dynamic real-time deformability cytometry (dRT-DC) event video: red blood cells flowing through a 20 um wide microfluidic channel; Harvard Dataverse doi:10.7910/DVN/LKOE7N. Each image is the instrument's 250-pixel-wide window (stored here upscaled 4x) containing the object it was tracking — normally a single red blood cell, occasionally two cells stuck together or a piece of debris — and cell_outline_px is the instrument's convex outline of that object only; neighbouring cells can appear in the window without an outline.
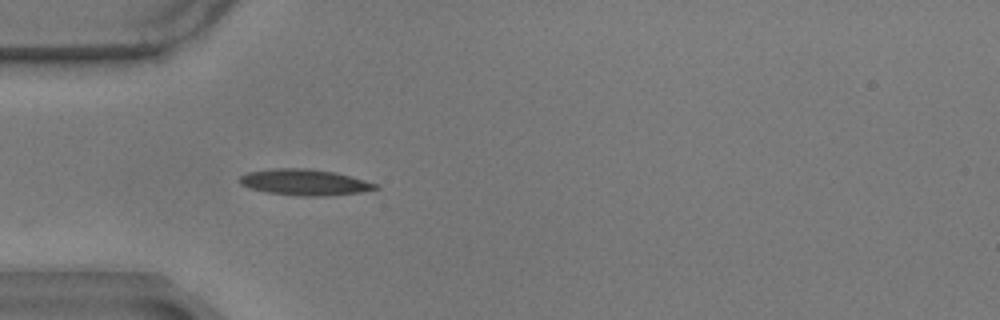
{"species": "common noctule bat (a hibernating species)", "species_latin": "Nyctalus noctula", "temperature_condition": "warm", "stored_images_in_passage": 30, "camera_frame_rate_fps": 3000, "um_per_image_px": 0.085, "animal": {"sex": "male", "body_mass_g": 17.9}, "frame": {"image": 1, "passage_image": 1, "time_ms": 0.0, "image_size_px": [1000, 320], "cell_outline_px": [[380, 188], [360, 192], [328, 196], [300, 196], [268, 192], [252, 188], [240, 184], [236, 180], [240, 176], [248, 172], [276, 168], [308, 168], [336, 172], [380, 184]], "centroid_in_image_um": [25.93, 15.49], "position_along_channel_um": 59.1, "area_um2": 20.75}}
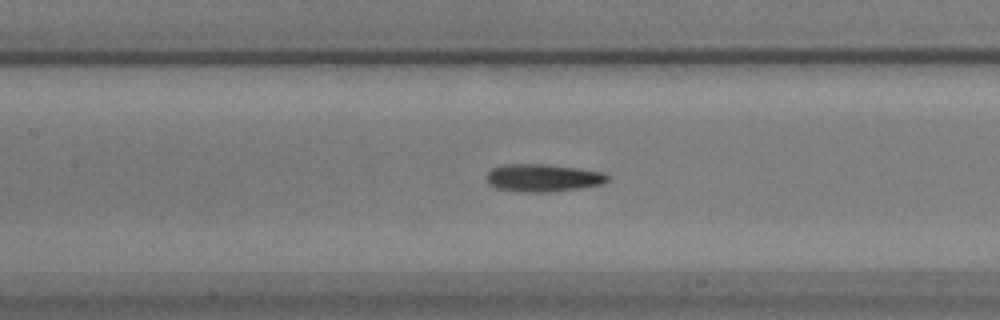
{"frame": {"image": 2, "passage_image": 10, "time_ms": 3.0, "image_size_px": [1000, 320], "cell_outline_px": [[608, 180], [604, 184], [580, 188], [548, 192], [528, 192], [496, 188], [488, 184], [484, 176], [492, 168], [500, 164], [544, 164], [576, 168], [604, 172], [608, 176]], "centroid_in_image_um": [46.11, 15.11], "position_along_channel_um": 161.3, "area_um2": 19.59}}
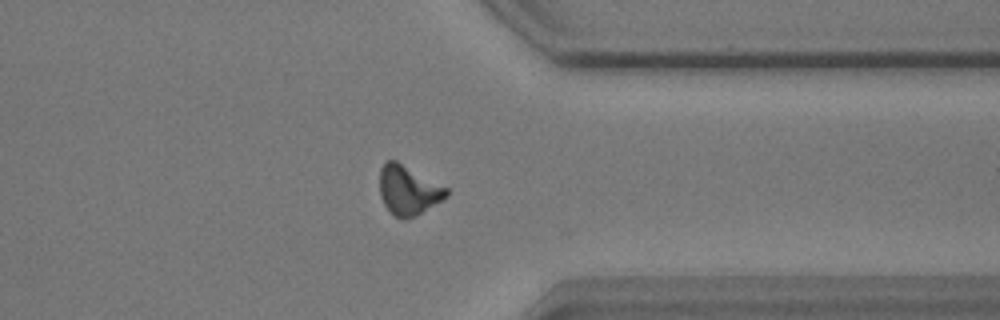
{"frame": {"image": 3, "passage_image": 29, "time_ms": 9.333, "image_size_px": [1000, 320], "cell_outline_px": [[448, 196], [408, 220], [400, 220], [384, 204], [380, 196], [380, 168], [388, 160], [396, 160], [448, 188]], "centroid_in_image_um": [34.7, 16.17], "position_along_channel_um": 376.7, "area_um2": 19.02}, "authors_computed_cell_mechanics": {"area_um2": 19.1318, "velocity_mm_per_s": 3.4805, "shape_relaxation_time_tau1_ms": 5.5853, "shape_relaxation_time_tau2_ms": 6.1797, "deformation_change_tau1": 0.1542, "deformation_change_tau2": 0.1496}}